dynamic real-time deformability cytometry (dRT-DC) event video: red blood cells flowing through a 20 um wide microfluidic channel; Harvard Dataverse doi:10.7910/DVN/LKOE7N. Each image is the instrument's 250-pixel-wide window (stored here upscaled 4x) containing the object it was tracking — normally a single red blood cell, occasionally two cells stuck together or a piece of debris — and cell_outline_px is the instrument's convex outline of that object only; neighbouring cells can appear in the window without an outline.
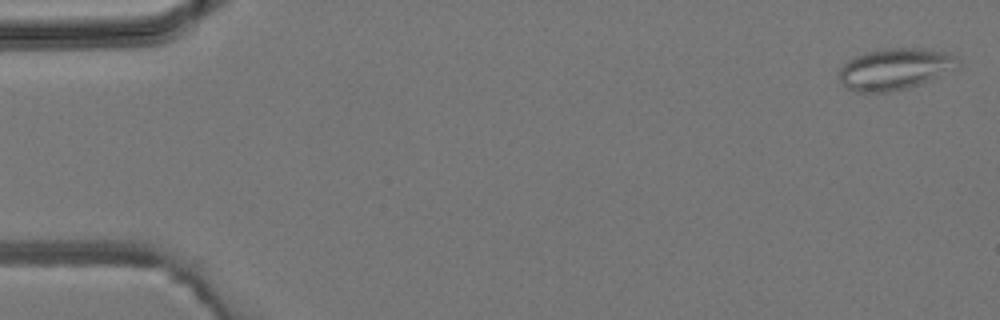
{"species": "common noctule bat (a hibernating species)", "species_latin": "Nyctalus noctula", "temperature_condition": "room temperature", "stored_images_in_passage": 4, "camera_frame_rate_fps": 3000, "um_per_image_px": 0.085, "animal": {"sex": "male", "body_mass_g": 19.2, "forearm_length_mm": 51.8}, "frame": {"image": 1, "passage_image": 1, "time_ms": 0.0, "image_size_px": [1000, 320], "cell_outline_px": [[956, 60], [940, 76], [920, 84], [908, 88], [888, 92], [856, 92], [848, 88], [840, 80], [840, 68], [852, 56], [864, 52], [884, 48], [920, 48], [944, 52], [956, 56]], "centroid_in_image_um": [75.95, 5.86], "position_along_channel_um": 9.0, "area_um2": 28.09}}